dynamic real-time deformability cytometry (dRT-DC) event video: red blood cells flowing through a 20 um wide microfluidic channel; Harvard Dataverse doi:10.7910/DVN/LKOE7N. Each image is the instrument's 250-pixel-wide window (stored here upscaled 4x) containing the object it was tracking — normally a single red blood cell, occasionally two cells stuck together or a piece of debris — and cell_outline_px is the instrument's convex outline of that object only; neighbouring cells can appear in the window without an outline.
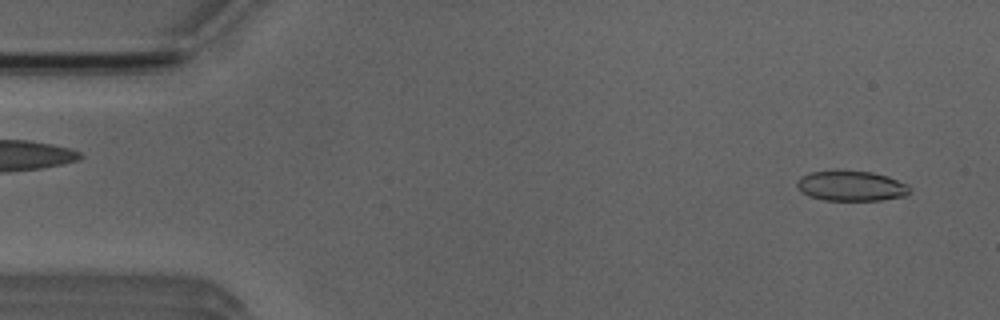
{"species": "Egyptian fruit bat (a non-hibernating species)", "species_latin": "Rousettus aegyptiacus", "temperature_condition": "room temperature", "stored_images_in_passage": 4, "camera_frame_rate_fps": 3000, "um_per_image_px": 0.085, "animal": {"sex": "male"}, "frame": {"image": 1, "passage_image": 1, "time_ms": 0.0, "image_size_px": [1000, 320], "cell_outline_px": [[912, 192], [908, 196], [880, 200], [824, 200], [808, 196], [796, 184], [796, 180], [800, 176], [808, 172], [872, 172], [888, 176], [908, 184], [912, 188]], "centroid_in_image_um": [72.42, 15.82], "position_along_channel_um": 12.6, "area_um2": 19.71}}
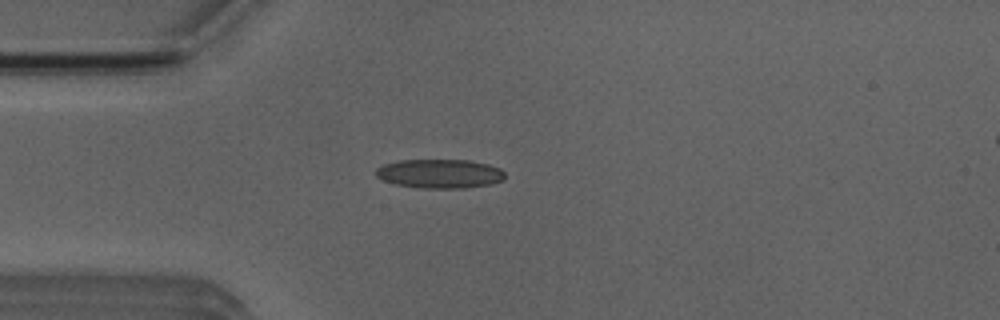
{"frame": {"image": 2, "passage_image": 3, "time_ms": 3.333, "image_size_px": [1000, 320], "cell_outline_px": [[504, 180], [488, 184], [464, 188], [420, 188], [396, 184], [384, 180], [376, 176], [376, 168], [384, 164], [400, 160], [468, 160], [488, 164], [500, 168], [504, 172]], "centroid_in_image_um": [37.38, 14.76], "position_along_channel_um": 47.6, "area_um2": 21.73}}